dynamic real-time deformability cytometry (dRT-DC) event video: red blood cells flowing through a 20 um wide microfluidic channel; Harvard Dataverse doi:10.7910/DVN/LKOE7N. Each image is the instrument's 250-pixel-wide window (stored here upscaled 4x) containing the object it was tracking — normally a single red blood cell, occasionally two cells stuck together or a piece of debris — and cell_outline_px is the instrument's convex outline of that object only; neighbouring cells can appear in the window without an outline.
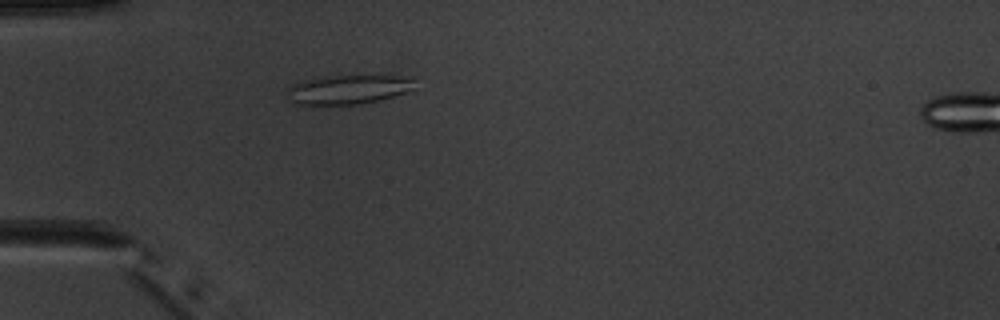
{"species": "common noctule bat (a hibernating species)", "species_latin": "Nyctalus noctula", "temperature_condition": "warm", "stored_images_in_passage": 3, "camera_frame_rate_fps": 3000, "um_per_image_px": 0.085, "animal": {"sex": "male", "body_mass_g": 20.1, "forearm_length_mm": 53.5}, "frame": {"image": 1, "passage_image": 2, "time_ms": 1.333, "image_size_px": [1000, 320], "cell_outline_px": [[412, 88], [404, 92], [380, 100], [360, 104], [296, 104], [292, 100], [288, 92], [288, 88], [292, 84], [312, 76], [392, 76], [412, 80]], "centroid_in_image_um": [29.48, 7.6], "position_along_channel_um": 55.5, "area_um2": 21.15}}